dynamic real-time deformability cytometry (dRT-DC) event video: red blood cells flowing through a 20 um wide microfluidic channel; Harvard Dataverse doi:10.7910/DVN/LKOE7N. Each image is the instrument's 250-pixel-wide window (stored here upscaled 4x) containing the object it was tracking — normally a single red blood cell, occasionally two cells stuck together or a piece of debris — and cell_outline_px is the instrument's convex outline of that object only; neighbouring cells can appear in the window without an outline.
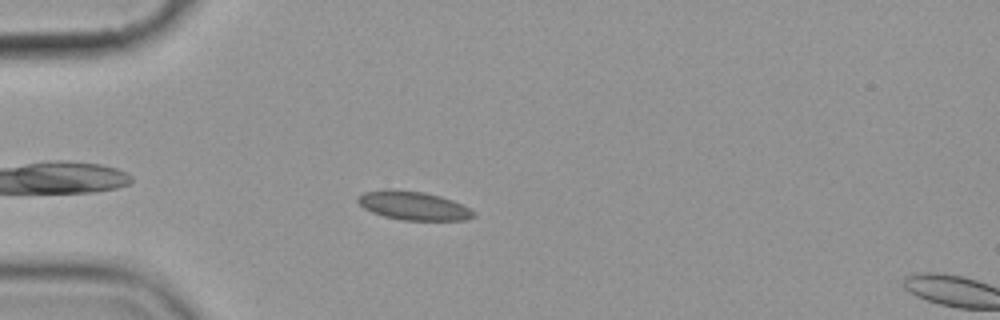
{"species": "common noctule bat (a hibernating species)", "species_latin": "Nyctalus noctula", "temperature_condition": "cold", "stored_images_in_passage": 5, "camera_frame_rate_fps": 3000, "um_per_image_px": 0.085, "animal": {"sex": "female", "body_mass_g": 19.9}, "frame": {"image": 1, "passage_image": 4, "time_ms": 3.333, "image_size_px": [1000, 320], "cell_outline_px": [[476, 216], [468, 220], [404, 220], [384, 216], [372, 212], [364, 208], [356, 200], [364, 192], [384, 188], [388, 188], [424, 192], [440, 196], [452, 200], [476, 212]], "centroid_in_image_um": [35.14, 17.47], "position_along_channel_um": 49.9, "area_um2": 19.36}}